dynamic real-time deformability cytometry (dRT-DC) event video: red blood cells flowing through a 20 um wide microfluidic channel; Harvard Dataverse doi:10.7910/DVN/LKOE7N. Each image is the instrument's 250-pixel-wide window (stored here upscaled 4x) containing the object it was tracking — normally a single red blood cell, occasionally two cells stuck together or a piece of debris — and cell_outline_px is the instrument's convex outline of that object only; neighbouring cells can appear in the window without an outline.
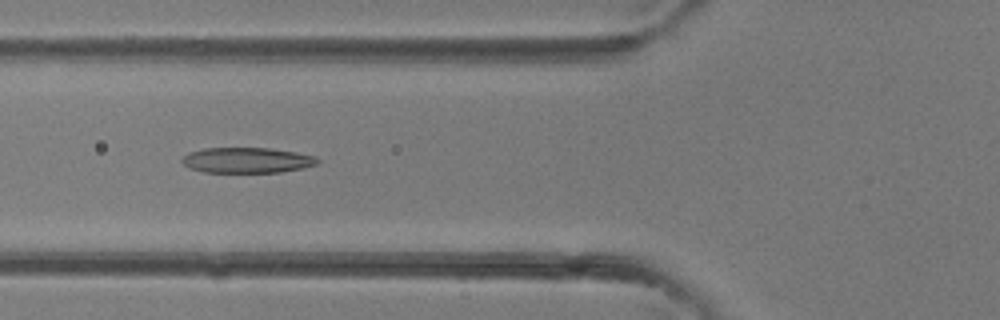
{"species": "common noctule bat (a hibernating species)", "species_latin": "Nyctalus noctula", "temperature_condition": "room temperature", "stored_images_in_passage": 36, "camera_frame_rate_fps": 3000, "um_per_image_px": 0.085, "animal": {"sex": "female"}, "frame": {"image": 1, "passage_image": 11, "time_ms": 3.333, "image_size_px": [1000, 320], "cell_outline_px": [[320, 164], [280, 172], [204, 172], [188, 168], [180, 160], [188, 152], [204, 148], [272, 148], [296, 152], [312, 156], [320, 160]], "centroid_in_image_um": [20.97, 13.61], "position_along_channel_um": 104.8, "area_um2": 20.11}}
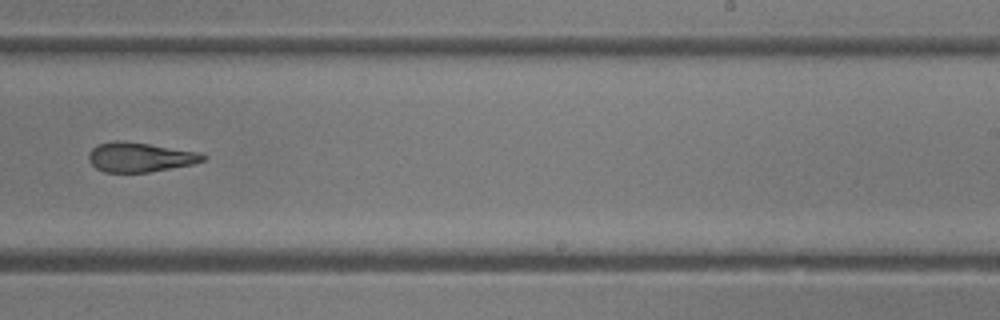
{"frame": {"image": 2, "passage_image": 21, "time_ms": 6.667, "image_size_px": [1000, 320], "cell_outline_px": [[208, 156], [204, 160], [192, 164], [148, 172], [104, 172], [96, 168], [88, 160], [88, 152], [92, 148], [100, 144], [112, 140], [124, 140], [200, 152]], "centroid_in_image_um": [11.88, 13.35], "position_along_channel_um": 277.1, "area_um2": 19.71}}
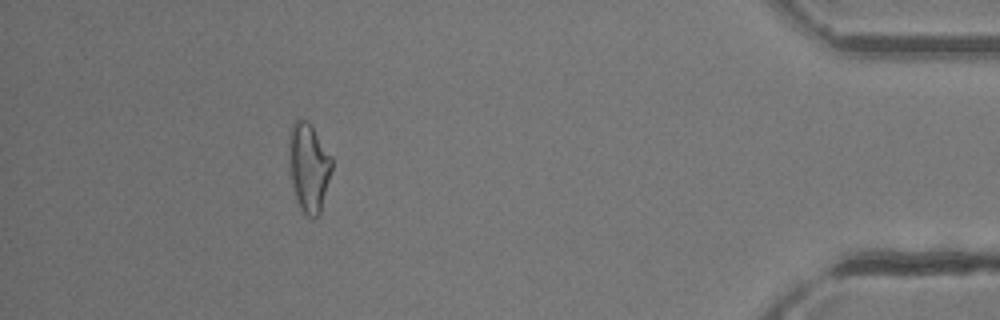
{"frame": {"image": 3, "passage_image": 32, "time_ms": 10.333, "image_size_px": [1000, 320], "cell_outline_px": [[332, 168], [320, 212], [312, 220], [300, 208], [288, 172], [288, 132], [292, 124], [296, 120], [308, 120], [332, 156]], "centroid_in_image_um": [26.21, 14.17], "position_along_channel_um": 409.0, "area_um2": 22.43}}